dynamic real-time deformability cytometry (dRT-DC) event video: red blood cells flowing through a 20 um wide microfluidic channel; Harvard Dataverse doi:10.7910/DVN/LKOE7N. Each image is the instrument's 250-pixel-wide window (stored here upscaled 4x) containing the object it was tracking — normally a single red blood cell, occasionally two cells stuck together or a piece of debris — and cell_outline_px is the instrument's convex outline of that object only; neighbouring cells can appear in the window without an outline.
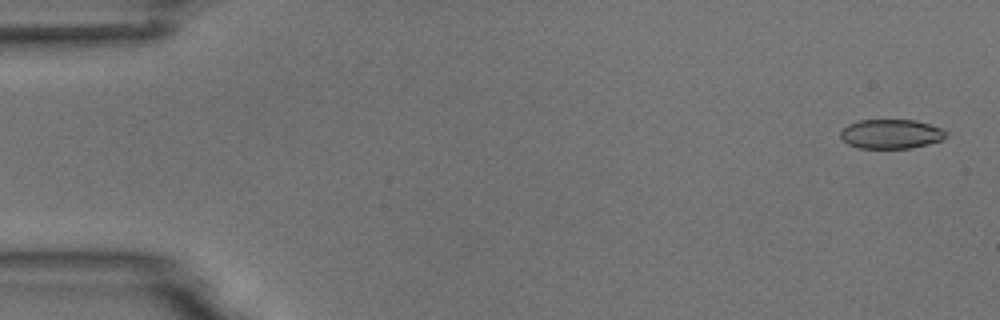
{"species": "common noctule bat (a hibernating species)", "species_latin": "Nyctalus noctula", "temperature_condition": "room temperature", "stored_images_in_passage": 54, "camera_frame_rate_fps": 3000, "um_per_image_px": 0.085, "animal": {"sex": "male", "body_mass_g": 18.8}, "frame": {"image": 1, "passage_image": 2, "time_ms": 0.333, "image_size_px": [1000, 320], "cell_outline_px": [[948, 136], [940, 140], [928, 144], [908, 148], [860, 148], [848, 144], [840, 136], [840, 132], [848, 124], [860, 120], [916, 120], [940, 128], [948, 132]], "centroid_in_image_um": [75.74, 11.38], "position_along_channel_um": 9.3, "area_um2": 17.92}}
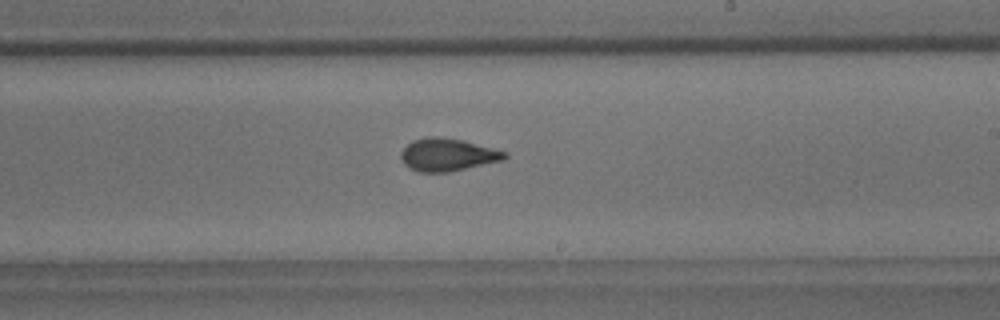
{"frame": {"image": 2, "passage_image": 32, "time_ms": 10.333, "image_size_px": [1000, 320], "cell_outline_px": [[508, 156], [504, 160], [448, 172], [420, 172], [408, 168], [404, 164], [400, 156], [400, 152], [412, 140], [428, 136], [436, 136], [464, 140], [508, 152]], "centroid_in_image_um": [38.04, 13.14], "position_along_channel_um": 251.0, "area_um2": 19.88}}
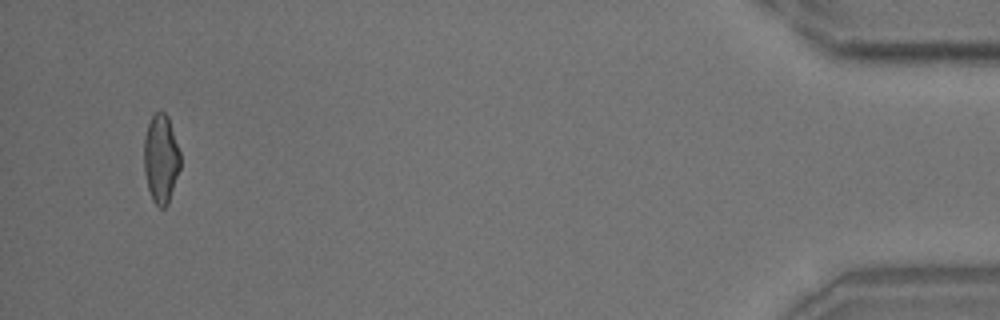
{"frame": {"image": 3, "passage_image": 52, "time_ms": 17.0, "image_size_px": [1000, 320], "cell_outline_px": [[180, 168], [168, 204], [164, 208], [160, 208], [152, 200], [148, 188], [144, 172], [144, 140], [148, 124], [152, 116], [156, 112], [164, 112], [168, 116], [180, 152]], "centroid_in_image_um": [13.68, 13.51], "position_along_channel_um": 421.5, "area_um2": 18.73}, "authors_computed_cell_mechanics": {"area_um2": 19.363, "velocity_mm_per_s": 3.7396, "shape_relaxation_time_tau1_ms": 5.3186, "shape_relaxation_time_tau2_ms": 1.3663, "deformation_change_tau1": 0.1456, "deformation_change_tau2": 0.0699}}